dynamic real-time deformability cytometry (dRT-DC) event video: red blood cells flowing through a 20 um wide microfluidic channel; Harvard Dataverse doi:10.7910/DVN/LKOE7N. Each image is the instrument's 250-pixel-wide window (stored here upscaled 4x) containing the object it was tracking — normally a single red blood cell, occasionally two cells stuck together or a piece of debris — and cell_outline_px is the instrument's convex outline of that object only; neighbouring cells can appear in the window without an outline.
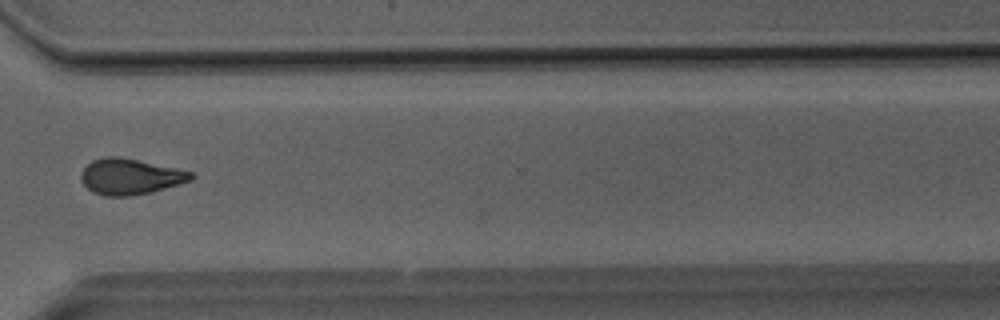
{"species": "Egyptian fruit bat (a non-hibernating species)", "species_latin": "Rousettus aegyptiacus", "temperature_condition": "room temperature", "stored_images_in_passage": 26, "camera_frame_rate_fps": 3000, "um_per_image_px": 0.085, "animal": {"sex": "male"}, "frame": {"image": 1, "passage_image": 19, "time_ms": 6.0, "image_size_px": [1000, 320], "cell_outline_px": [[196, 176], [192, 180], [180, 184], [152, 192], [128, 196], [104, 196], [92, 192], [84, 184], [80, 176], [80, 172], [92, 160], [104, 156], [120, 156], [176, 168], [192, 172]], "centroid_in_image_um": [11.07, 15.0], "position_along_channel_um": 359.5, "area_um2": 23.12}}
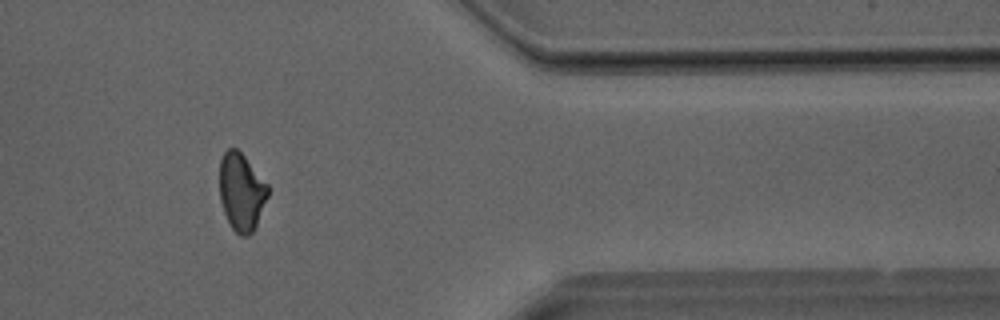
{"frame": {"image": 2, "passage_image": 22, "time_ms": 7.0, "image_size_px": [1000, 320], "cell_outline_px": [[268, 196], [256, 224], [252, 232], [248, 236], [240, 236], [232, 228], [224, 212], [220, 200], [220, 160], [224, 152], [228, 148], [236, 148], [244, 156], [268, 184]], "centroid_in_image_um": [20.51, 16.3], "position_along_channel_um": 390.9, "area_um2": 21.62}}